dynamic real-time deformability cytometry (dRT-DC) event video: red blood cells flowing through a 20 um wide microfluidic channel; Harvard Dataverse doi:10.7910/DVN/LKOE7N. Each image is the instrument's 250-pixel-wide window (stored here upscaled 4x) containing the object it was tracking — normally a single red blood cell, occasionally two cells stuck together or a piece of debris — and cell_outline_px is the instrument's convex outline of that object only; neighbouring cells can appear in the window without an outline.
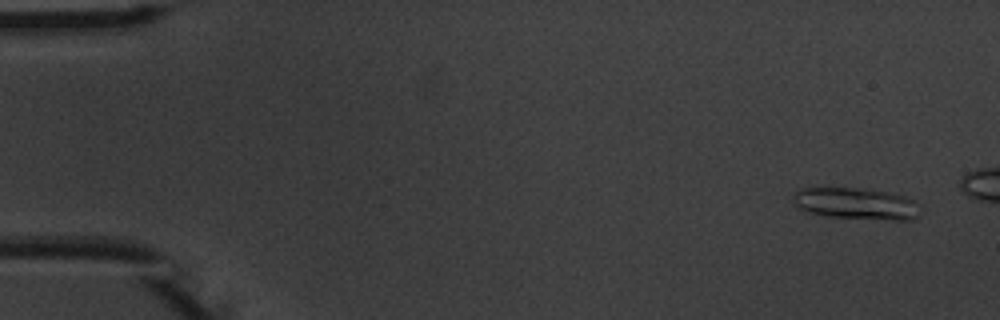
{"species": "common noctule bat (a hibernating species)", "species_latin": "Nyctalus noctula", "temperature_condition": "warm", "stored_images_in_passage": 4, "camera_frame_rate_fps": 3000, "um_per_image_px": 0.085, "animal": {"sex": "male", "body_mass_g": 20.1, "forearm_length_mm": 53.5}, "frame": {"image": 1, "passage_image": 1, "time_ms": 0.0, "image_size_px": [1000, 320], "cell_outline_px": [[924, 212], [920, 216], [912, 220], [892, 220], [824, 216], [808, 212], [800, 208], [796, 204], [796, 192], [800, 188], [864, 188], [888, 192], [904, 196], [912, 200]], "centroid_in_image_um": [72.87, 17.32], "position_along_channel_um": 12.1, "area_um2": 23.41}}